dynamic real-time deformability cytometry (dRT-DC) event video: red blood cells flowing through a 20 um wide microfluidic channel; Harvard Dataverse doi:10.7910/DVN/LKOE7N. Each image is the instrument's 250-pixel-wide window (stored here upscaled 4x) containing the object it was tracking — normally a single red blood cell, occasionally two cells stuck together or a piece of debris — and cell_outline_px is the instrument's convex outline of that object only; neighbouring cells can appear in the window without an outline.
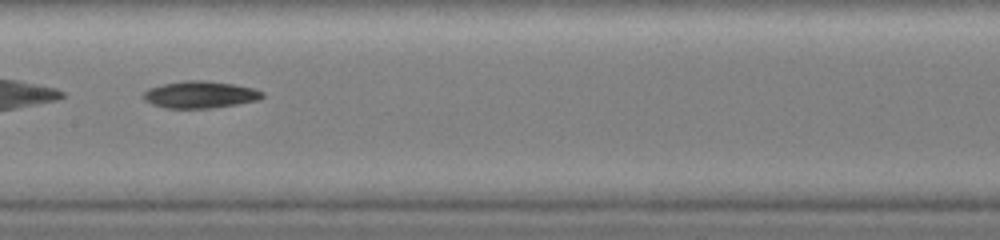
{"species": "common noctule bat (a hibernating species)", "species_latin": "Nyctalus noctula", "temperature_condition": "warm", "stored_images_in_passage": 39, "camera_frame_rate_fps": 3000, "um_per_image_px": 0.085, "animal": {"sex": "female", "body_mass_g": 19.0, "forearm_length_mm": 51.5}, "frame": {"image": 1, "passage_image": 11, "time_ms": 2.333, "image_size_px": [1000, 240], "cell_outline_px": [[264, 96], [260, 100], [212, 108], [164, 108], [152, 104], [144, 100], [144, 92], [148, 88], [164, 84], [184, 80], [204, 80], [232, 84], [252, 88], [264, 92]], "centroid_in_image_um": [17.01, 8.04], "position_along_channel_um": 190.4, "area_um2": 18.67}}
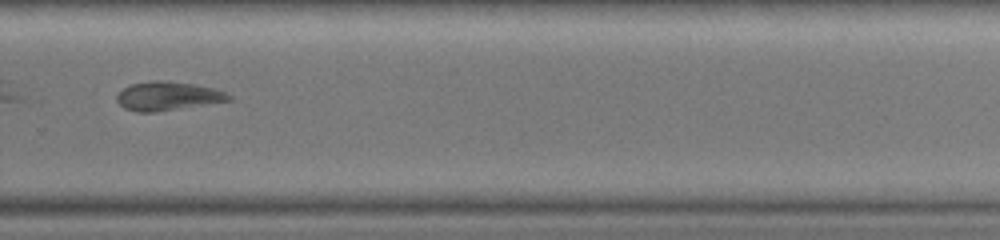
{"frame": {"image": 2, "passage_image": 22, "time_ms": 4.667, "image_size_px": [1000, 240], "cell_outline_px": [[232, 100], [156, 112], [136, 112], [124, 108], [116, 100], [116, 96], [124, 88], [132, 84], [152, 80], [164, 80], [192, 84], [212, 88], [224, 92], [232, 96]], "centroid_in_image_um": [14.24, 8.17], "position_along_channel_um": 315.6, "area_um2": 18.61}}
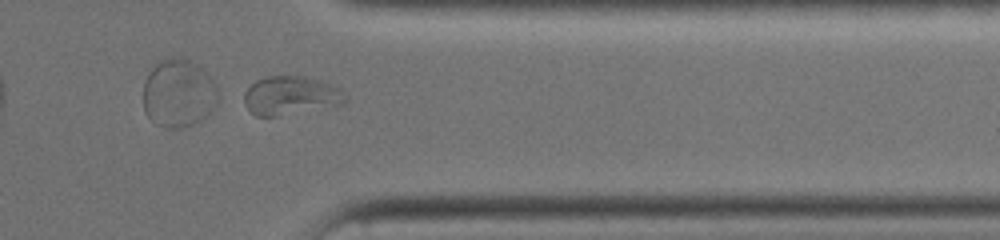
{"frame": {"image": 3, "passage_image": 28, "time_ms": 6.0, "image_size_px": [1000, 240], "cell_outline_px": [[348, 100], [344, 104], [328, 108], [276, 116], [256, 116], [244, 104], [244, 92], [256, 80], [264, 76], [308, 76], [324, 80], [340, 88], [348, 96]], "centroid_in_image_um": [24.78, 8.11], "position_along_channel_um": 386.6, "area_um2": 23.41}}